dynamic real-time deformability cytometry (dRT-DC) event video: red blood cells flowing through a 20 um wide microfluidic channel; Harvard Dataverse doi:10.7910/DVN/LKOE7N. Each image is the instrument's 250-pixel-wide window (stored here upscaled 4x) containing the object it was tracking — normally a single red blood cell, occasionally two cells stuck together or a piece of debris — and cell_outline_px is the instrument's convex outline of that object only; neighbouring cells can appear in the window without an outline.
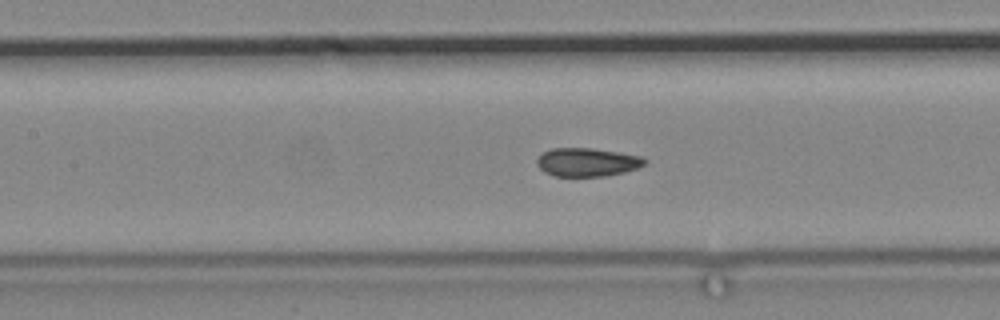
{"species": "common noctule bat (a hibernating species)", "species_latin": "Nyctalus noctula", "temperature_condition": "cold", "stored_images_in_passage": 54, "camera_frame_rate_fps": 3000, "um_per_image_px": 0.085, "animal": {"sex": "male", "body_mass_g": 19.2, "forearm_length_mm": 51.8}, "frame": {"image": 1, "passage_image": 26, "time_ms": 8.333, "image_size_px": [1000, 320], "cell_outline_px": [[648, 160], [640, 168], [624, 172], [604, 176], [556, 176], [544, 172], [536, 164], [536, 160], [544, 152], [552, 148], [592, 148], [620, 152], [644, 156]], "centroid_in_image_um": [49.96, 13.78], "position_along_channel_um": 157.4, "area_um2": 18.03}}
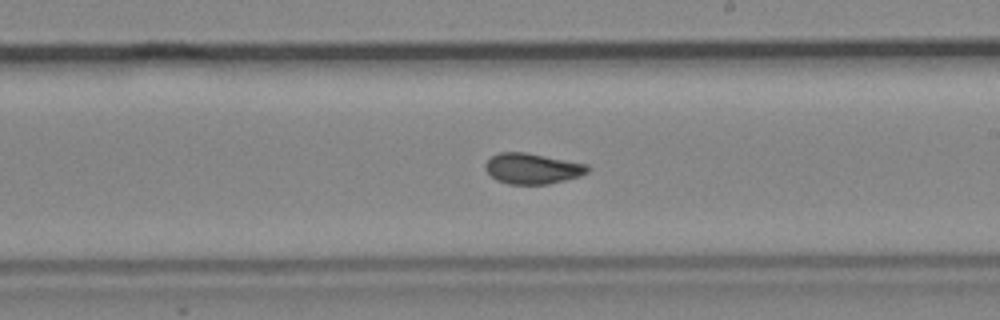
{"frame": {"image": 2, "passage_image": 34, "time_ms": 11.0, "image_size_px": [1000, 320], "cell_outline_px": [[588, 172], [580, 176], [548, 184], [508, 184], [496, 180], [484, 168], [484, 164], [492, 156], [500, 152], [524, 152], [588, 164]], "centroid_in_image_um": [45.24, 14.33], "position_along_channel_um": 243.8, "area_um2": 18.15}}
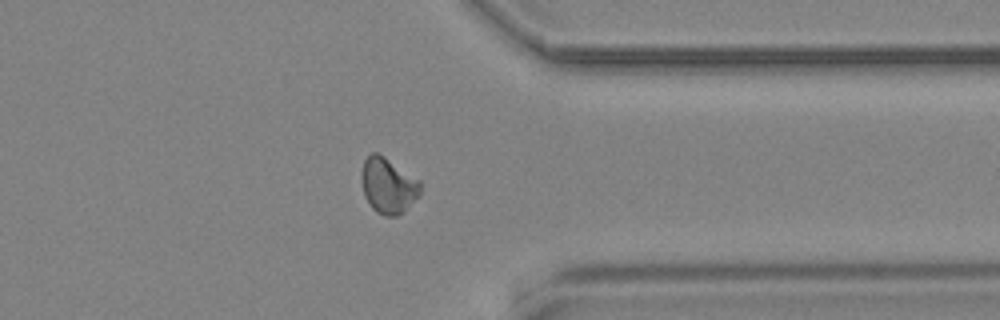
{"frame": {"image": 3, "passage_image": 47, "time_ms": 15.333, "image_size_px": [1000, 320], "cell_outline_px": [[420, 196], [396, 216], [384, 216], [376, 212], [372, 208], [364, 196], [364, 160], [372, 152], [376, 152], [384, 156], [420, 180]], "centroid_in_image_um": [33.03, 15.78], "position_along_channel_um": 378.4, "area_um2": 18.55}}